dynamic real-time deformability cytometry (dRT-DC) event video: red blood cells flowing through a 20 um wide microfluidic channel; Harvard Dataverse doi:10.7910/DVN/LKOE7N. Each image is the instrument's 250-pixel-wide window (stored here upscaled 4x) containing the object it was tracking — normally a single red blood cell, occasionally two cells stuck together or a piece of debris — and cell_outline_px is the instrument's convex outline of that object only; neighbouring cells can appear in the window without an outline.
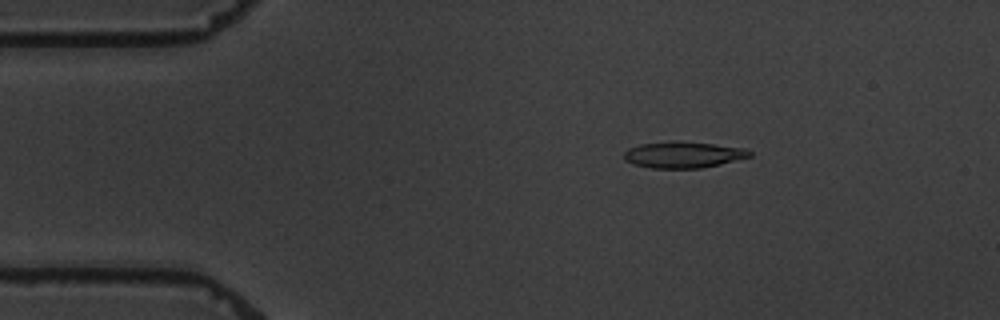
{"species": "common noctule bat (a hibernating species)", "species_latin": "Nyctalus noctula", "temperature_condition": "warm", "stored_images_in_passage": 4, "camera_frame_rate_fps": 3000, "um_per_image_px": 0.085, "animal": {"sex": "male", "body_mass_g": 19.5, "forearm_length_mm": 54.6}, "frame": {"image": 1, "passage_image": 2, "time_ms": 2.667, "image_size_px": [1000, 320], "cell_outline_px": [[752, 156], [720, 164], [700, 168], [652, 168], [632, 164], [624, 160], [624, 152], [628, 148], [640, 144], [672, 140], [712, 144], [748, 148], [752, 152]], "centroid_in_image_um": [58.06, 13.14], "position_along_channel_um": 26.9, "area_um2": 19.42}}
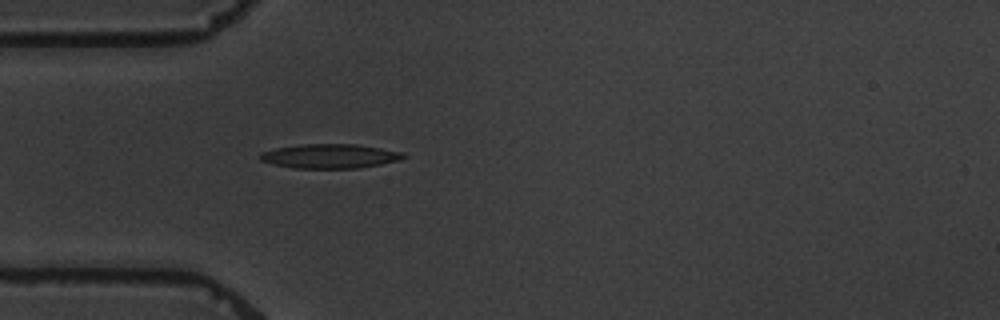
{"frame": {"image": 2, "passage_image": 4, "time_ms": 5.0, "image_size_px": [1000, 320], "cell_outline_px": [[408, 156], [400, 160], [380, 164], [356, 168], [292, 168], [272, 164], [260, 160], [260, 152], [276, 148], [300, 144], [356, 144], [404, 152]], "centroid_in_image_um": [28.04, 13.27], "position_along_channel_um": 57.0, "area_um2": 20.35}}